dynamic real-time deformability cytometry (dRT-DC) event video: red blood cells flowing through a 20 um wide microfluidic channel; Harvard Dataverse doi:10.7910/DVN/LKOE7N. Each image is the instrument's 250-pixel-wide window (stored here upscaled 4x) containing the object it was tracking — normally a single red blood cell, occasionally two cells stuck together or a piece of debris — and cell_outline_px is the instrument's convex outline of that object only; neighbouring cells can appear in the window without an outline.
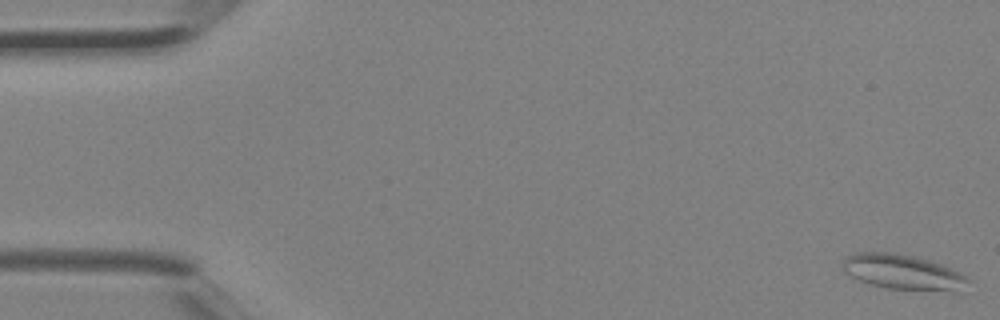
{"species": "Egyptian fruit bat (a non-hibernating species)", "species_latin": "Rousettus aegyptiacus", "temperature_condition": "room temperature", "stored_images_in_passage": 5, "camera_frame_rate_fps": 3000, "um_per_image_px": 0.085, "animal": {"sex": "female"}, "frame": {"image": 1, "passage_image": 1, "time_ms": 0.0, "image_size_px": [1000, 320], "cell_outline_px": [[972, 280], [964, 292], [956, 292], [888, 288], [872, 284], [860, 280], [844, 272], [840, 264], [848, 256], [856, 252], [892, 252], [912, 256], [944, 264], [968, 276]], "centroid_in_image_um": [76.86, 23.14], "position_along_channel_um": 8.1, "area_um2": 26.13}}